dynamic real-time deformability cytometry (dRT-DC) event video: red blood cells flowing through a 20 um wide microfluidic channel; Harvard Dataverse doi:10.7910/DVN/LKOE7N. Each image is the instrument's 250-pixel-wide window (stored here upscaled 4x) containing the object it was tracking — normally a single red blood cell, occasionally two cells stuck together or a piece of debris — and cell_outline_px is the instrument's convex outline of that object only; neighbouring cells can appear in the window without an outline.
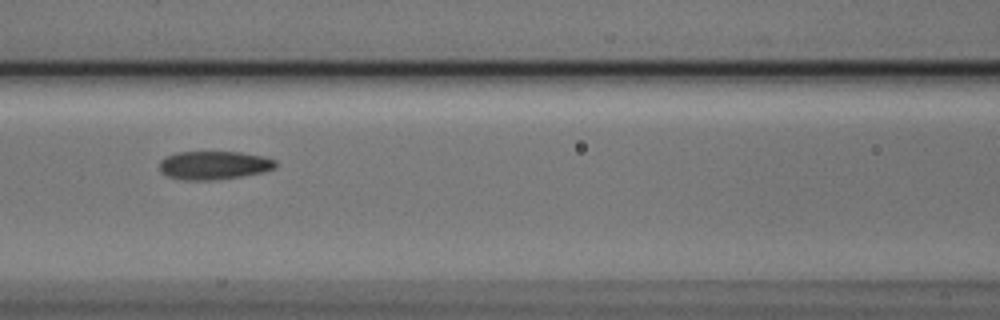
{"species": "Egyptian fruit bat (a non-hibernating species)", "species_latin": "Rousettus aegyptiacus", "temperature_condition": "cold", "stored_images_in_passage": 15, "camera_frame_rate_fps": 3000, "um_per_image_px": 0.085, "animal": {"sex": "male"}, "frame": {"image": 1, "passage_image": 7, "time_ms": 2.0, "image_size_px": [1000, 320], "cell_outline_px": [[276, 168], [260, 172], [240, 176], [216, 180], [180, 180], [168, 176], [160, 172], [160, 160], [164, 156], [176, 152], [240, 152], [264, 156], [276, 160]], "centroid_in_image_um": [18.15, 14.04], "position_along_channel_um": 148.5, "area_um2": 19.36}}
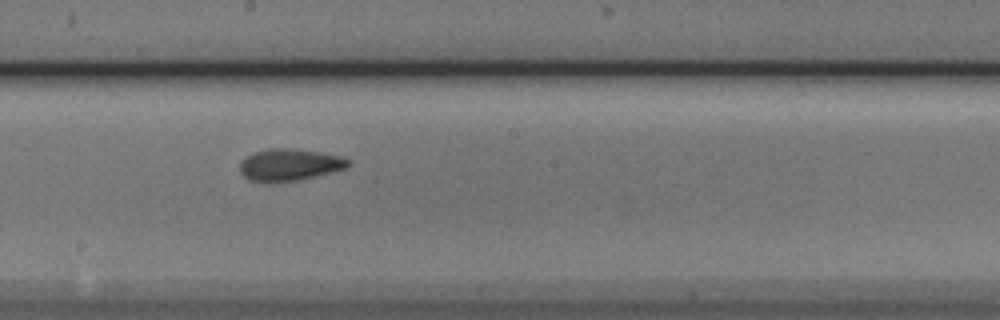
{"frame": {"image": 2, "passage_image": 9, "time_ms": 2.667, "image_size_px": [1000, 320], "cell_outline_px": [[352, 164], [344, 168], [332, 172], [296, 180], [248, 180], [240, 172], [240, 160], [252, 152], [268, 148], [288, 148], [316, 152], [340, 156], [348, 160]], "centroid_in_image_um": [24.57, 13.97], "position_along_channel_um": 223.6, "area_um2": 19.59}}
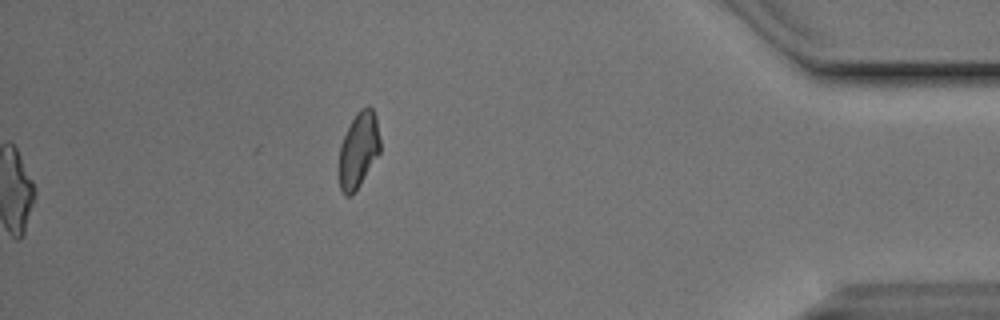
{"frame": {"image": 3, "passage_image": 14, "time_ms": 4.333, "image_size_px": [1000, 320], "cell_outline_px": [[380, 152], [360, 184], [352, 196], [344, 196], [340, 188], [336, 168], [340, 144], [356, 112], [360, 108], [368, 104], [372, 108], [376, 116], [380, 140]], "centroid_in_image_um": [30.43, 12.77], "position_along_channel_um": 404.8, "area_um2": 18.67}}